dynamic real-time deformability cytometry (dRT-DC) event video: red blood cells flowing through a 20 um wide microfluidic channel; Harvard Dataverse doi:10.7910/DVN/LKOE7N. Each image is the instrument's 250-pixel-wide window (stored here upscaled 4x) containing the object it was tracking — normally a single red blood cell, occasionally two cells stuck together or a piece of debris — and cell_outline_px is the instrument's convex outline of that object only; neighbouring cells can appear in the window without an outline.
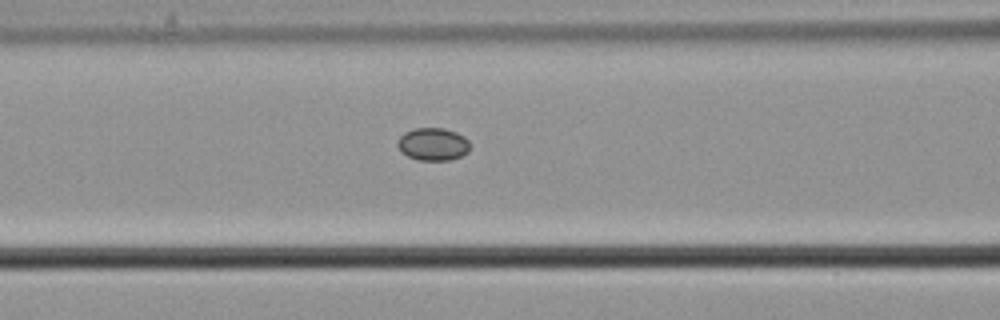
{"species": "common noctule bat (a hibernating species)", "species_latin": "Nyctalus noctula", "temperature_condition": "cold", "stored_images_in_passage": 7, "segment_of_instrument_passage": [2, 2], "camera_frame_rate_fps": 3000, "um_per_image_px": 0.085, "animal": {"sex": "male", "body_mass_g": 21.5, "forearm_length_mm": 52.0}, "frame": {"image": 1, "passage_image": 7, "time_ms": 2.0, "image_size_px": [1000, 320], "cell_outline_px": [[468, 152], [452, 160], [420, 160], [408, 156], [400, 152], [396, 144], [396, 140], [404, 132], [416, 128], [444, 128], [456, 132], [464, 136], [468, 140]], "centroid_in_image_um": [36.76, 12.25], "position_along_channel_um": 129.8, "area_um2": 13.87}}